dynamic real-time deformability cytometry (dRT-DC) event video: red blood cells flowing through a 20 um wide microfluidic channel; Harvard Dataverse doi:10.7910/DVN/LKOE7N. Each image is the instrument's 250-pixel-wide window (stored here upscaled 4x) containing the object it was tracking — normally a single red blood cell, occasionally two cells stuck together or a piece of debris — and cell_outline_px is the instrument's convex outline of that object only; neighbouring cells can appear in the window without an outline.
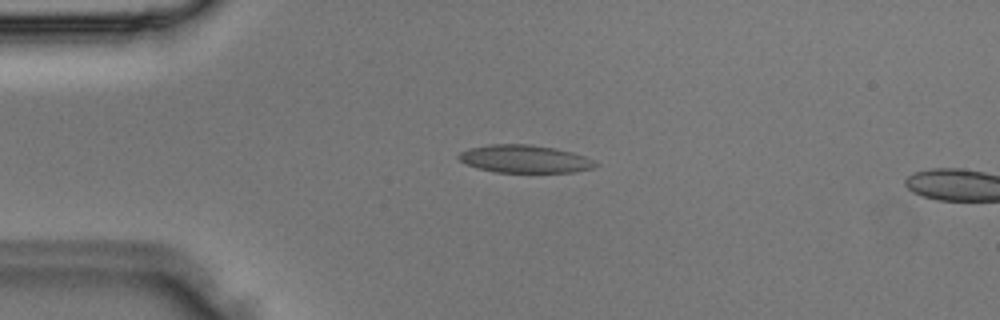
{"species": "Egyptian fruit bat (a non-hibernating species)", "species_latin": "Rousettus aegyptiacus", "temperature_condition": "room temperature", "stored_images_in_passage": 4, "segment_of_instrument_passage": [1, 2], "camera_frame_rate_fps": 3000, "um_per_image_px": 0.085, "animal": {"sex": "male"}, "frame": {"image": 1, "passage_image": 3, "time_ms": 0.667, "image_size_px": [1000, 320], "cell_outline_px": [[600, 164], [596, 168], [576, 172], [496, 172], [476, 168], [460, 160], [456, 156], [460, 152], [468, 148], [488, 144], [528, 144], [556, 148], [572, 152], [584, 156]], "centroid_in_image_um": [44.61, 13.51], "position_along_channel_um": 40.4, "area_um2": 22.31}}